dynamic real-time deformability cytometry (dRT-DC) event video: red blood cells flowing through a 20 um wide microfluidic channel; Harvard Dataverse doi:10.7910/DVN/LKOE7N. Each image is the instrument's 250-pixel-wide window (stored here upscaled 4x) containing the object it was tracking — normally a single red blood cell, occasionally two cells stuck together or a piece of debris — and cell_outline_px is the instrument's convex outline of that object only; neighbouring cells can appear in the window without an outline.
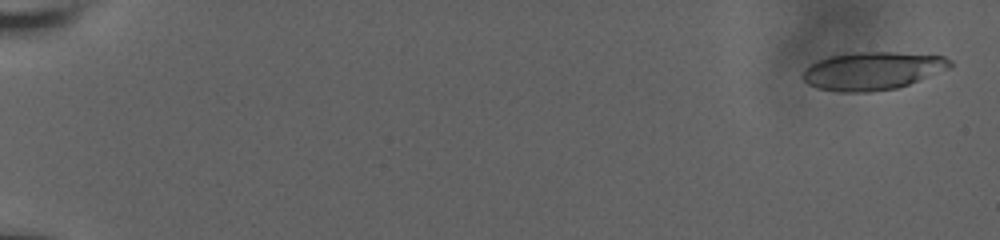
{"species": "human", "species_latin": "Homo sapiens", "temperature_condition": "room temperature", "stored_images_in_passage": 12, "camera_frame_rate_fps": 3000, "um_per_image_px": 0.085, "donor": {"sex": "male"}, "frame": {"image": 1, "passage_image": 1, "time_ms": 0.0, "image_size_px": [1000, 240], "cell_outline_px": [[952, 64], [948, 68], [908, 84], [896, 88], [868, 92], [836, 92], [816, 88], [808, 84], [804, 80], [804, 68], [820, 60], [832, 56], [856, 52], [892, 52], [944, 56], [952, 60]], "centroid_in_image_um": [74.14, 6.03], "position_along_channel_um": 10.9, "area_um2": 32.19}}
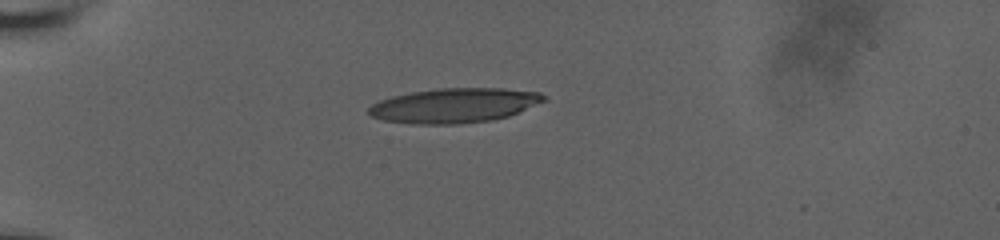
{"frame": {"image": 2, "passage_image": 9, "time_ms": 5.333, "image_size_px": [1000, 240], "cell_outline_px": [[548, 100], [508, 116], [492, 120], [456, 124], [412, 124], [384, 120], [372, 116], [368, 112], [368, 108], [372, 104], [380, 100], [392, 96], [412, 92], [440, 88], [504, 88], [540, 92], [548, 96]], "centroid_in_image_um": [38.66, 8.96], "position_along_channel_um": 46.3, "area_um2": 35.43}}
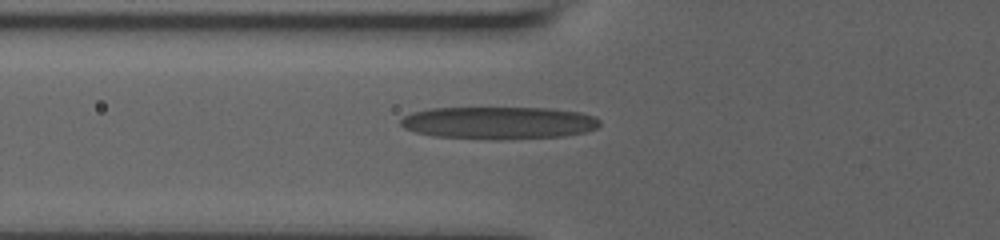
{"frame": {"image": 3, "passage_image": 12, "time_ms": 7.333, "image_size_px": [1000, 240], "cell_outline_px": [[600, 124], [596, 128], [584, 132], [564, 136], [500, 140], [496, 140], [432, 136], [416, 132], [404, 128], [400, 124], [400, 120], [404, 116], [412, 112], [428, 108], [548, 108], [580, 112], [596, 116], [600, 120]], "centroid_in_image_um": [42.39, 10.44], "position_along_channel_um": 83.4, "area_um2": 37.97}}